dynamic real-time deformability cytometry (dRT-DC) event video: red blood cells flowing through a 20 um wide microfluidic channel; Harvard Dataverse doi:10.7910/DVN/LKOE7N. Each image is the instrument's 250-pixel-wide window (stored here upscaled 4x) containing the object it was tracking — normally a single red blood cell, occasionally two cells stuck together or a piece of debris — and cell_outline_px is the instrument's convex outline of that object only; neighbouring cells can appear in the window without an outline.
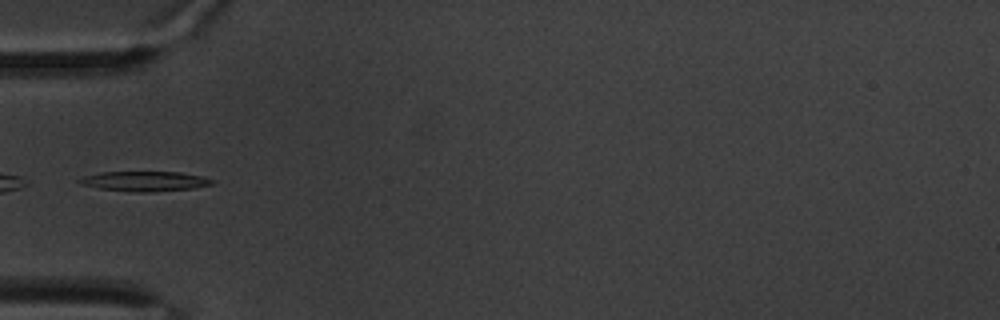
{"species": "common noctule bat (a hibernating species)", "species_latin": "Nyctalus noctula", "temperature_condition": "warm", "stored_images_in_passage": 40, "camera_frame_rate_fps": 3000, "um_per_image_px": 0.085, "animal": {"sex": "male", "body_mass_g": 20.1, "forearm_length_mm": 53.5}, "frame": {"image": 1, "passage_image": 1, "time_ms": 0.0, "image_size_px": [1000, 320], "cell_outline_px": [[212, 184], [192, 188], [148, 192], [136, 192], [100, 188], [80, 184], [76, 180], [84, 176], [100, 172], [180, 172], [204, 176], [212, 180]], "centroid_in_image_um": [12.27, 15.39], "position_along_channel_um": 72.7, "area_um2": 15.2}}
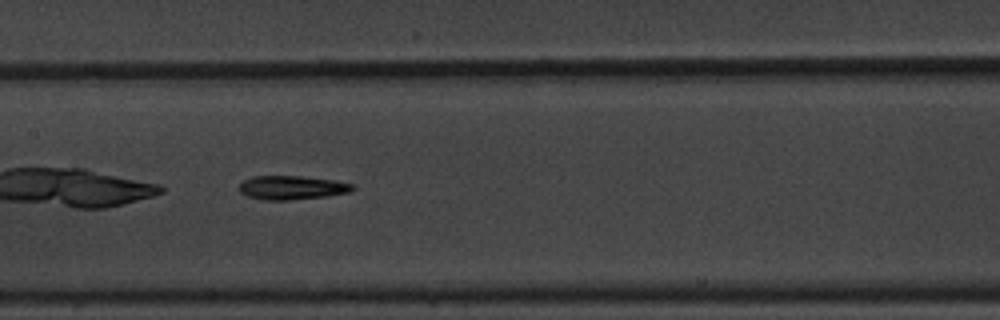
{"frame": {"image": 2, "passage_image": 11, "time_ms": 3.333, "image_size_px": [1000, 320], "cell_outline_px": [[356, 188], [348, 192], [328, 196], [288, 200], [264, 200], [248, 196], [240, 192], [240, 184], [244, 180], [252, 176], [300, 176], [336, 180], [352, 184]], "centroid_in_image_um": [24.82, 15.94], "position_along_channel_um": 182.6, "area_um2": 15.72}}
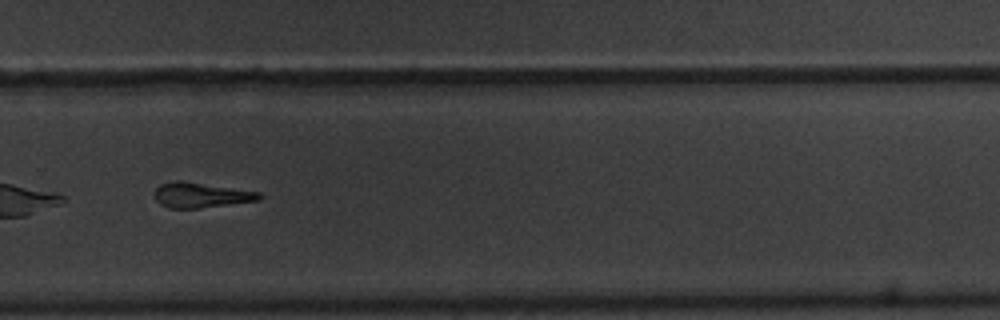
{"frame": {"image": 3, "passage_image": 23, "time_ms": 7.333, "image_size_px": [1000, 320], "cell_outline_px": [[264, 196], [260, 200], [200, 208], [168, 208], [160, 204], [152, 196], [156, 188], [160, 184], [176, 180], [180, 180], [260, 192]], "centroid_in_image_um": [17.05, 16.58], "position_along_channel_um": 312.7, "area_um2": 15.43}, "authors_computed_cell_mechanics": {"area_um2": 15.8661, "velocity_mm_per_s": 3.2683, "shape_relaxation_time_tau1_ms": 3.4839, "shape_relaxation_time_tau2_ms": null, "deformation_change_tau1": 0.1306, "deformation_change_tau2": null}}